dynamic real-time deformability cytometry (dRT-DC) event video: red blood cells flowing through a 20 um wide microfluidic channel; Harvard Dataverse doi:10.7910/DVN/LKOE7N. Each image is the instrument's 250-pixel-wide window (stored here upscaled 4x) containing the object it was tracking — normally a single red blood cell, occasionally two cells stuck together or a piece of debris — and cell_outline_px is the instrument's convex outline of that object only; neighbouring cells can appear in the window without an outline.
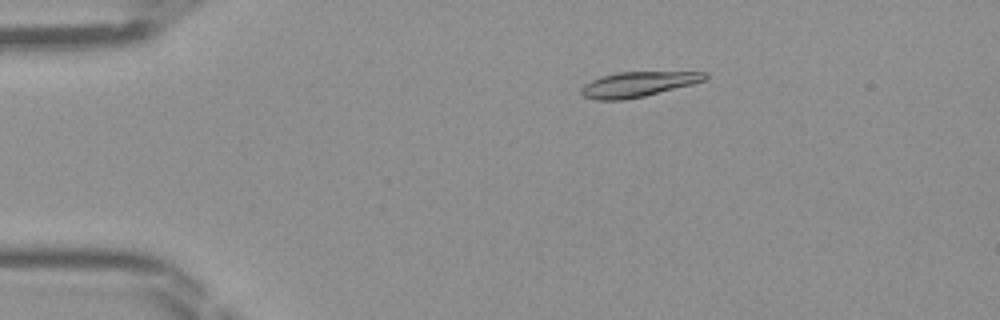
{"species": "Egyptian fruit bat (a non-hibernating species)", "species_latin": "Rousettus aegyptiacus", "temperature_condition": "room temperature", "stored_images_in_passage": 44, "camera_frame_rate_fps": 3000, "um_per_image_px": 0.085, "frame": {"image": 1, "passage_image": 6, "time_ms": 1.667, "image_size_px": [1000, 320], "cell_outline_px": [[708, 76], [704, 80], [692, 84], [644, 96], [624, 100], [596, 100], [584, 96], [580, 92], [580, 88], [584, 84], [592, 80], [604, 76], [620, 72], [708, 72]], "centroid_in_image_um": [54.21, 7.17], "position_along_channel_um": 30.8, "area_um2": 17.86}}
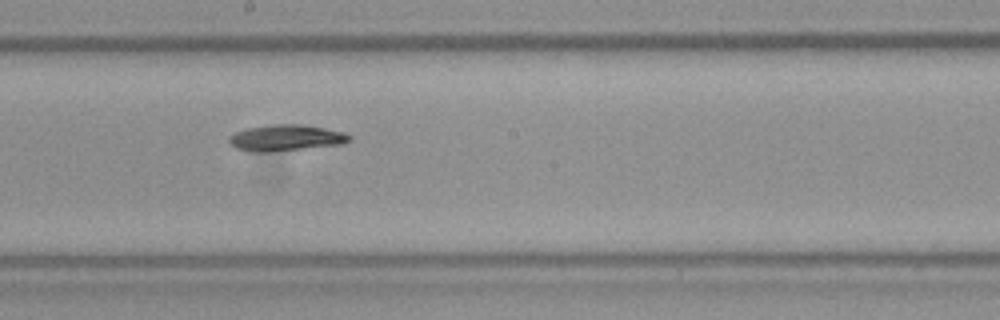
{"frame": {"image": 2, "passage_image": 23, "time_ms": 7.333, "image_size_px": [1000, 320], "cell_outline_px": [[352, 140], [344, 144], [264, 152], [260, 152], [236, 148], [228, 140], [228, 136], [232, 132], [244, 128], [272, 124], [300, 124], [324, 128], [344, 132], [352, 136]], "centroid_in_image_um": [24.3, 11.69], "position_along_channel_um": 223.9, "area_um2": 18.38}}
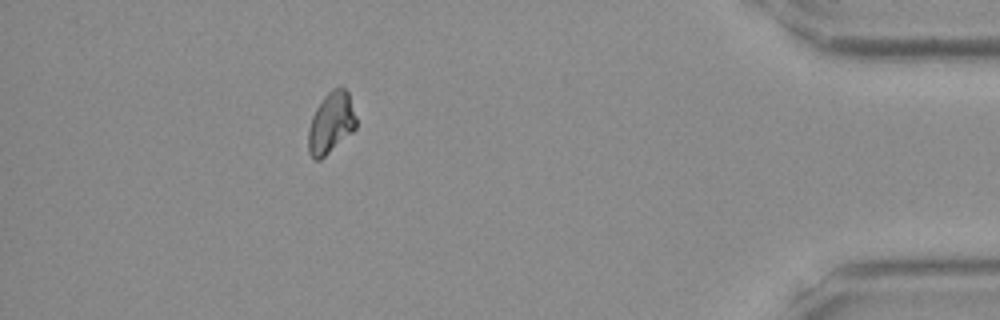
{"frame": {"image": 3, "passage_image": 39, "time_ms": 12.667, "image_size_px": [1000, 320], "cell_outline_px": [[356, 128], [352, 132], [320, 160], [312, 160], [308, 152], [308, 128], [312, 116], [316, 108], [324, 96], [332, 88], [340, 84], [348, 92], [356, 116]], "centroid_in_image_um": [28.12, 10.43], "position_along_channel_um": 407.1, "area_um2": 17.22}}